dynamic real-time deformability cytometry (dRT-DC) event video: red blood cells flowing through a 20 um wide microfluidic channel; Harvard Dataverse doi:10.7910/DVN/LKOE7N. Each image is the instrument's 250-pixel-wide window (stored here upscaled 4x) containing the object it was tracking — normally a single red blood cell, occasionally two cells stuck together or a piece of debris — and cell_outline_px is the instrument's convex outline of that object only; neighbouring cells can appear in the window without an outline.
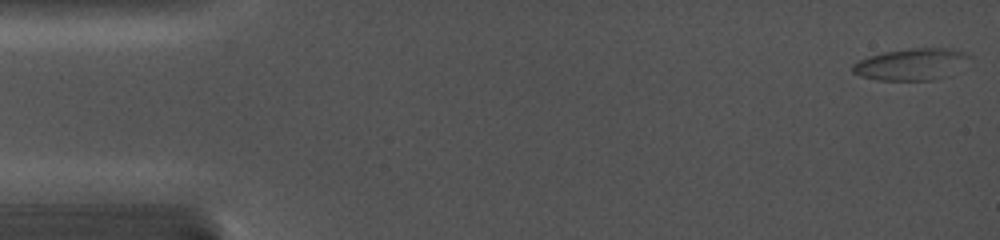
{"species": "common noctule bat (a hibernating species)", "species_latin": "Nyctalus noctula", "temperature_condition": "cold", "stored_images_in_passage": 62, "camera_frame_rate_fps": 5000, "um_per_image_px": 0.085, "animal": {"sex": "female", "body_mass_g": 19.0, "forearm_length_mm": 56.7}, "frame": {"image": 1, "passage_image": 1, "time_ms": 0.0, "image_size_px": [1000, 240], "cell_outline_px": [[972, 56], [940, 76], [932, 80], [880, 80], [860, 76], [852, 72], [852, 64], [868, 56], [884, 52], [908, 48], [944, 48], [964, 52]], "centroid_in_image_um": [77.31, 5.44], "position_along_channel_um": 7.7, "area_um2": 20.69}}
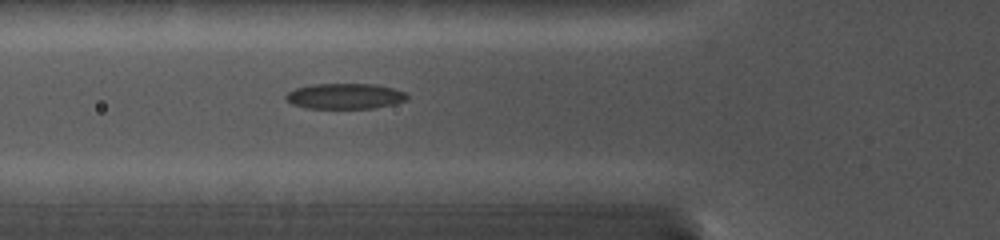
{"frame": {"image": 2, "passage_image": 26, "time_ms": 6.2, "image_size_px": [1000, 240], "cell_outline_px": [[408, 100], [392, 104], [372, 108], [304, 108], [292, 104], [284, 96], [288, 92], [296, 88], [312, 84], [376, 84], [392, 88], [404, 92], [408, 96]], "centroid_in_image_um": [29.31, 8.17], "position_along_channel_um": 96.5, "area_um2": 17.98}}
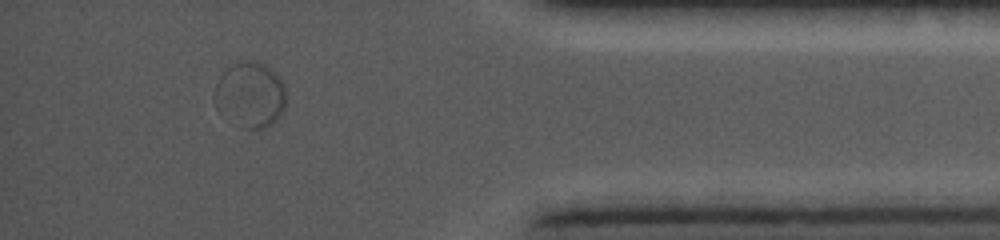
{"frame": {"image": 3, "passage_image": 53, "time_ms": 15.4, "image_size_px": [1000, 240], "cell_outline_px": [[288, 100], [280, 116], [272, 124], [264, 128], [240, 128], [216, 108], [216, 84], [220, 76], [232, 64], [240, 60], [256, 60], [272, 68], [284, 84]], "centroid_in_image_um": [21.32, 8.04], "position_along_channel_um": 413.9, "area_um2": 27.57}}